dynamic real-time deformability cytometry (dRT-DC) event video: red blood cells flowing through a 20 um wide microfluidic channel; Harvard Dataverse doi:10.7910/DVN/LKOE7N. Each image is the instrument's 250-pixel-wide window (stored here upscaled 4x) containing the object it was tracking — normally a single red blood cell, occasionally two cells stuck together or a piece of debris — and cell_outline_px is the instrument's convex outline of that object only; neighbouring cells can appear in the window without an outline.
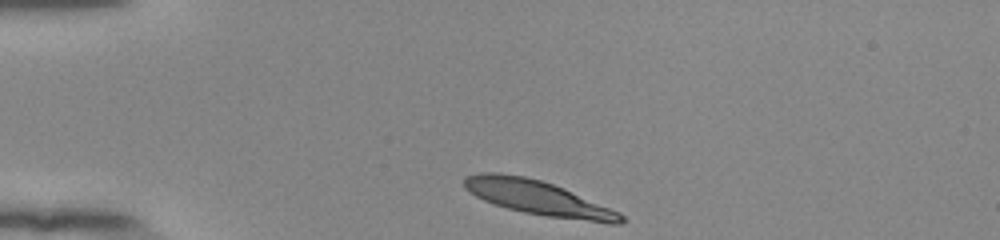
{"species": "human", "species_latin": "Homo sapiens", "temperature_condition": "room temperature", "stored_images_in_passage": 34, "camera_frame_rate_fps": 3000, "um_per_image_px": 0.085, "donor": {"sex": "female"}, "frame": {"image": 1, "passage_image": 1, "time_ms": 0.0, "image_size_px": [1000, 240], "cell_outline_px": [[624, 220], [620, 224], [608, 224], [544, 216], [524, 212], [492, 204], [468, 192], [464, 188], [464, 176], [480, 172], [500, 172], [524, 176], [540, 180], [564, 188], [620, 212], [624, 216]], "centroid_in_image_um": [45.73, 16.82], "position_along_channel_um": 39.3, "area_um2": 31.67}}
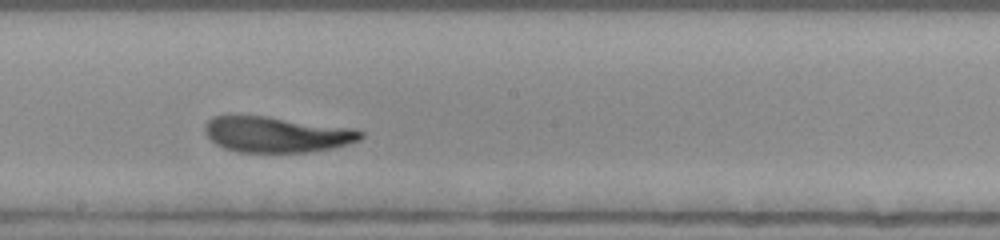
{"frame": {"image": 2, "passage_image": 19, "time_ms": 6.0, "image_size_px": [1000, 240], "cell_outline_px": [[364, 136], [360, 140], [332, 148], [308, 152], [240, 152], [224, 148], [216, 144], [204, 132], [204, 124], [212, 116], [268, 116], [352, 128], [364, 132]], "centroid_in_image_um": [23.51, 11.43], "position_along_channel_um": 224.7, "area_um2": 32.37}}
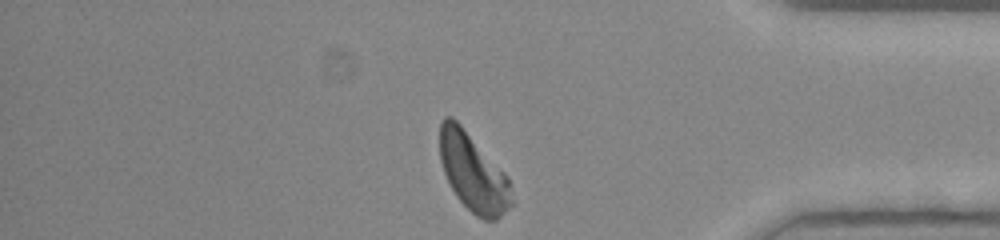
{"frame": {"image": 3, "passage_image": 34, "time_ms": 11.0, "image_size_px": [1000, 240], "cell_outline_px": [[512, 204], [496, 220], [484, 220], [476, 216], [456, 196], [444, 172], [440, 160], [440, 120], [444, 116], [452, 116], [460, 124], [508, 176], [512, 200]], "centroid_in_image_um": [40.2, 14.65], "position_along_channel_um": 395.0, "area_um2": 32.19}, "authors_computed_cell_mechanics": {"area_um2": 32.8304, "velocity_mm_per_s": 3.8368, "shape_relaxation_time_tau1_ms": 2.6227, "shape_relaxation_time_tau2_ms": 1.0008, "deformation_change_tau1": 0.1496, "deformation_change_tau2": 0.0838}}